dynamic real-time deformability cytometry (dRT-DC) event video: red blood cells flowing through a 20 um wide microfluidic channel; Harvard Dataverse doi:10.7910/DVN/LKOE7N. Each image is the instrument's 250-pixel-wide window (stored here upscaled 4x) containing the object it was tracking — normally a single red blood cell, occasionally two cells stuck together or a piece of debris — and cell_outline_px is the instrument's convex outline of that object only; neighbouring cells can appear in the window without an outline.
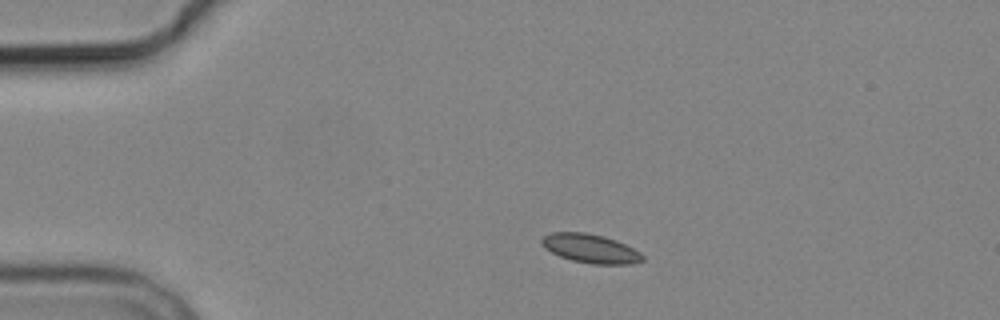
{"species": "common noctule bat (a hibernating species)", "species_latin": "Nyctalus noctula", "temperature_condition": "cold", "stored_images_in_passage": 2, "camera_frame_rate_fps": 3000, "um_per_image_px": 0.085, "animal": {"sex": "male", "body_mass_g": 19.2, "forearm_length_mm": 51.8}, "frame": {"image": 1, "passage_image": 1, "time_ms": 0.0, "image_size_px": [1000, 320], "cell_outline_px": [[644, 260], [632, 264], [592, 264], [572, 260], [560, 256], [544, 248], [540, 244], [540, 240], [544, 236], [552, 232], [584, 232], [604, 236], [616, 240], [640, 252], [644, 256]], "centroid_in_image_um": [50.18, 21.12], "position_along_channel_um": 34.8, "area_um2": 16.99}}